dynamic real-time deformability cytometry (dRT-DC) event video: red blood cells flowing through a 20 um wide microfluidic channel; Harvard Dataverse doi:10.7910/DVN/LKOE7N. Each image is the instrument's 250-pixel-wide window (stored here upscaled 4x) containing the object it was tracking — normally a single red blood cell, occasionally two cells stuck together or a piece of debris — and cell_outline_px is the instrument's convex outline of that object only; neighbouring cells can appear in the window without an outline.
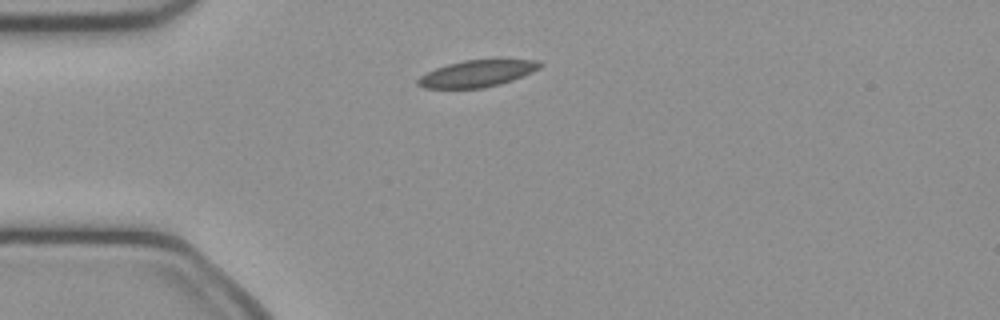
{"species": "common noctule bat (a hibernating species)", "species_latin": "Nyctalus noctula", "temperature_condition": "cold", "stored_images_in_passage": 39, "camera_frame_rate_fps": 3000, "um_per_image_px": 0.085, "animal": {"sex": "female", "body_mass_g": 21.9}, "frame": {"image": 1, "passage_image": 1, "time_ms": 0.0, "image_size_px": [1000, 320], "cell_outline_px": [[544, 64], [540, 68], [532, 72], [512, 80], [500, 84], [484, 88], [424, 88], [416, 84], [416, 80], [420, 76], [436, 68], [448, 64], [464, 60], [500, 56], [536, 60]], "centroid_in_image_um": [40.64, 6.19], "position_along_channel_um": 44.4, "area_um2": 19.88}}
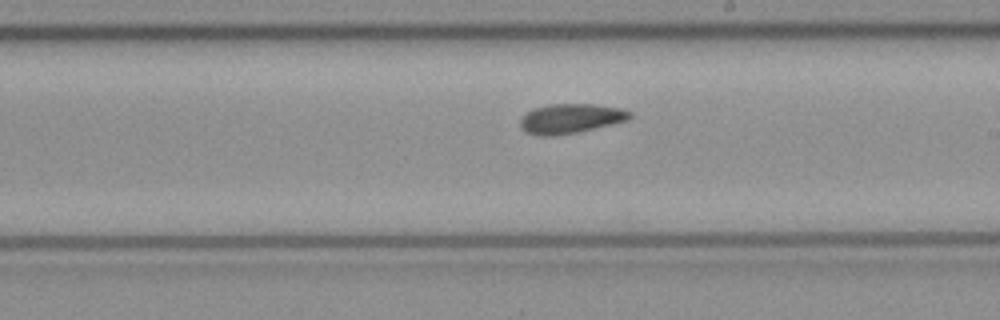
{"frame": {"image": 2, "passage_image": 17, "time_ms": 5.333, "image_size_px": [1000, 320], "cell_outline_px": [[632, 116], [628, 120], [576, 132], [552, 136], [536, 136], [520, 128], [520, 116], [536, 108], [552, 104], [596, 104], [620, 108], [632, 112]], "centroid_in_image_um": [48.49, 10.07], "position_along_channel_um": 240.5, "area_um2": 18.79}}
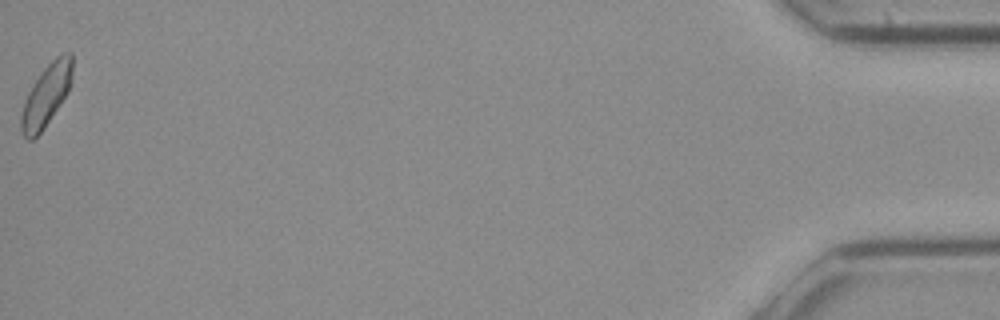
{"frame": {"image": 3, "passage_image": 39, "time_ms": 12.667, "image_size_px": [1000, 320], "cell_outline_px": [[72, 84], [68, 92], [44, 128], [32, 140], [28, 140], [24, 136], [20, 128], [20, 116], [28, 92], [32, 84], [44, 68], [60, 52], [72, 52]], "centroid_in_image_um": [3.95, 8.07], "position_along_channel_um": 431.3, "area_um2": 18.5}, "authors_computed_cell_mechanics": {"area_um2": 18.6116, "velocity_mm_per_s": 4.0314, "shape_relaxation_time_tau1_ms": 9.0972, "shape_relaxation_time_tau2_ms": null, "deformation_change_tau1": 0.1405, "deformation_change_tau2": null}}